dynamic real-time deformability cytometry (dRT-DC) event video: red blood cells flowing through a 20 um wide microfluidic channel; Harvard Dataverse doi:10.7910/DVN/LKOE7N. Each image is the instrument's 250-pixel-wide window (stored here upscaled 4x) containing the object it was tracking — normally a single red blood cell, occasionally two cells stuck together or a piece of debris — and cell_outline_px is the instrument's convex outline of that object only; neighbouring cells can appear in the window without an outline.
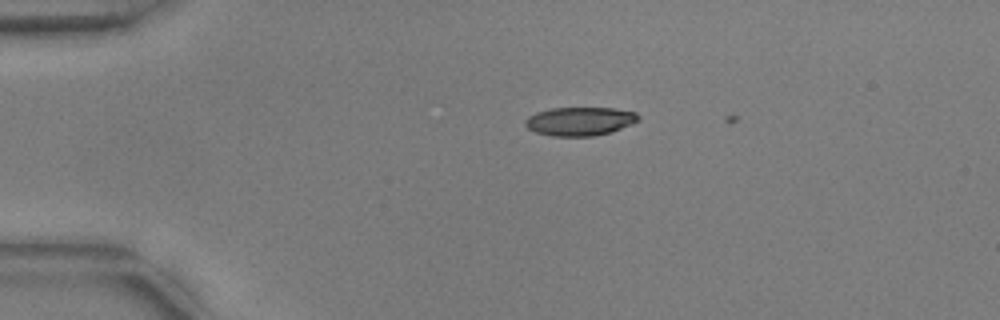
{"species": "common noctule bat (a hibernating species)", "species_latin": "Nyctalus noctula", "temperature_condition": "warm", "stored_images_in_passage": 5, "camera_frame_rate_fps": 3000, "um_per_image_px": 0.085, "animal": {"sex": "male", "body_mass_g": 17.9, "forearm_length_mm": 54.2}, "frame": {"image": 1, "passage_image": 4, "time_ms": 1.0, "image_size_px": [1000, 320], "cell_outline_px": [[640, 120], [632, 124], [612, 132], [592, 136], [552, 136], [536, 132], [528, 128], [524, 124], [524, 120], [528, 116], [536, 112], [552, 108], [612, 108], [636, 112], [640, 116]], "centroid_in_image_um": [49.3, 10.31], "position_along_channel_um": 35.7, "area_um2": 18.96}}